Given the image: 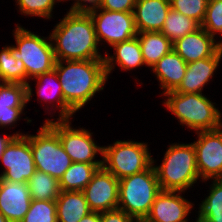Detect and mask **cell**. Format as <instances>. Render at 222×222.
Instances as JSON below:
<instances>
[{
	"label": "cell",
	"instance_id": "obj_5",
	"mask_svg": "<svg viewBox=\"0 0 222 222\" xmlns=\"http://www.w3.org/2000/svg\"><path fill=\"white\" fill-rule=\"evenodd\" d=\"M161 191L154 165L119 180L118 208L136 221H144Z\"/></svg>",
	"mask_w": 222,
	"mask_h": 222
},
{
	"label": "cell",
	"instance_id": "obj_39",
	"mask_svg": "<svg viewBox=\"0 0 222 222\" xmlns=\"http://www.w3.org/2000/svg\"><path fill=\"white\" fill-rule=\"evenodd\" d=\"M79 222H101V213L92 211L83 217Z\"/></svg>",
	"mask_w": 222,
	"mask_h": 222
},
{
	"label": "cell",
	"instance_id": "obj_4",
	"mask_svg": "<svg viewBox=\"0 0 222 222\" xmlns=\"http://www.w3.org/2000/svg\"><path fill=\"white\" fill-rule=\"evenodd\" d=\"M164 105L178 119L180 124L198 131L215 130L222 127L221 113L202 93H164Z\"/></svg>",
	"mask_w": 222,
	"mask_h": 222
},
{
	"label": "cell",
	"instance_id": "obj_35",
	"mask_svg": "<svg viewBox=\"0 0 222 222\" xmlns=\"http://www.w3.org/2000/svg\"><path fill=\"white\" fill-rule=\"evenodd\" d=\"M86 2L89 3V6ZM101 3L102 0H75L69 11L75 14L90 15L101 8Z\"/></svg>",
	"mask_w": 222,
	"mask_h": 222
},
{
	"label": "cell",
	"instance_id": "obj_17",
	"mask_svg": "<svg viewBox=\"0 0 222 222\" xmlns=\"http://www.w3.org/2000/svg\"><path fill=\"white\" fill-rule=\"evenodd\" d=\"M222 57V47L212 56L187 63V69L177 93H202L205 84L213 77Z\"/></svg>",
	"mask_w": 222,
	"mask_h": 222
},
{
	"label": "cell",
	"instance_id": "obj_19",
	"mask_svg": "<svg viewBox=\"0 0 222 222\" xmlns=\"http://www.w3.org/2000/svg\"><path fill=\"white\" fill-rule=\"evenodd\" d=\"M187 69V63L174 50L164 55L152 66L153 73L160 82L163 92L175 91L181 84Z\"/></svg>",
	"mask_w": 222,
	"mask_h": 222
},
{
	"label": "cell",
	"instance_id": "obj_20",
	"mask_svg": "<svg viewBox=\"0 0 222 222\" xmlns=\"http://www.w3.org/2000/svg\"><path fill=\"white\" fill-rule=\"evenodd\" d=\"M112 47L115 50L113 56H108L109 54L106 53L104 58L107 78L112 69L115 68V64H118L122 70L126 71L145 65L142 57L141 46L137 36L129 40L116 43Z\"/></svg>",
	"mask_w": 222,
	"mask_h": 222
},
{
	"label": "cell",
	"instance_id": "obj_28",
	"mask_svg": "<svg viewBox=\"0 0 222 222\" xmlns=\"http://www.w3.org/2000/svg\"><path fill=\"white\" fill-rule=\"evenodd\" d=\"M0 51V77L3 82L26 85V69L23 61L13 57L11 46H5Z\"/></svg>",
	"mask_w": 222,
	"mask_h": 222
},
{
	"label": "cell",
	"instance_id": "obj_22",
	"mask_svg": "<svg viewBox=\"0 0 222 222\" xmlns=\"http://www.w3.org/2000/svg\"><path fill=\"white\" fill-rule=\"evenodd\" d=\"M36 79L38 88L36 93L38 96L41 98L43 97V101H48L51 99V103H54L56 100L58 105L56 107L60 108L58 119H70L75 112L65 103L60 81L55 69L37 76Z\"/></svg>",
	"mask_w": 222,
	"mask_h": 222
},
{
	"label": "cell",
	"instance_id": "obj_26",
	"mask_svg": "<svg viewBox=\"0 0 222 222\" xmlns=\"http://www.w3.org/2000/svg\"><path fill=\"white\" fill-rule=\"evenodd\" d=\"M199 209L196 222H222V179H213L209 196Z\"/></svg>",
	"mask_w": 222,
	"mask_h": 222
},
{
	"label": "cell",
	"instance_id": "obj_13",
	"mask_svg": "<svg viewBox=\"0 0 222 222\" xmlns=\"http://www.w3.org/2000/svg\"><path fill=\"white\" fill-rule=\"evenodd\" d=\"M82 192L93 212L118 208L119 180L103 166L97 169Z\"/></svg>",
	"mask_w": 222,
	"mask_h": 222
},
{
	"label": "cell",
	"instance_id": "obj_8",
	"mask_svg": "<svg viewBox=\"0 0 222 222\" xmlns=\"http://www.w3.org/2000/svg\"><path fill=\"white\" fill-rule=\"evenodd\" d=\"M148 145L135 141H116L103 147V167L118 180L148 169L154 160Z\"/></svg>",
	"mask_w": 222,
	"mask_h": 222
},
{
	"label": "cell",
	"instance_id": "obj_7",
	"mask_svg": "<svg viewBox=\"0 0 222 222\" xmlns=\"http://www.w3.org/2000/svg\"><path fill=\"white\" fill-rule=\"evenodd\" d=\"M24 135L30 141L36 170L59 181L72 161L65 152L57 132L45 121L37 135Z\"/></svg>",
	"mask_w": 222,
	"mask_h": 222
},
{
	"label": "cell",
	"instance_id": "obj_14",
	"mask_svg": "<svg viewBox=\"0 0 222 222\" xmlns=\"http://www.w3.org/2000/svg\"><path fill=\"white\" fill-rule=\"evenodd\" d=\"M180 193L181 191L161 190L144 222H188L186 217L194 204L184 199Z\"/></svg>",
	"mask_w": 222,
	"mask_h": 222
},
{
	"label": "cell",
	"instance_id": "obj_27",
	"mask_svg": "<svg viewBox=\"0 0 222 222\" xmlns=\"http://www.w3.org/2000/svg\"><path fill=\"white\" fill-rule=\"evenodd\" d=\"M27 184L31 199L56 200L60 194L59 181L38 170L31 176Z\"/></svg>",
	"mask_w": 222,
	"mask_h": 222
},
{
	"label": "cell",
	"instance_id": "obj_21",
	"mask_svg": "<svg viewBox=\"0 0 222 222\" xmlns=\"http://www.w3.org/2000/svg\"><path fill=\"white\" fill-rule=\"evenodd\" d=\"M90 212L82 191H60L56 199L58 222H79Z\"/></svg>",
	"mask_w": 222,
	"mask_h": 222
},
{
	"label": "cell",
	"instance_id": "obj_30",
	"mask_svg": "<svg viewBox=\"0 0 222 222\" xmlns=\"http://www.w3.org/2000/svg\"><path fill=\"white\" fill-rule=\"evenodd\" d=\"M209 0H170V7L174 11L198 21L202 24Z\"/></svg>",
	"mask_w": 222,
	"mask_h": 222
},
{
	"label": "cell",
	"instance_id": "obj_11",
	"mask_svg": "<svg viewBox=\"0 0 222 222\" xmlns=\"http://www.w3.org/2000/svg\"><path fill=\"white\" fill-rule=\"evenodd\" d=\"M98 11L90 14L98 43L104 39L113 46L137 36L133 12L108 11L101 8Z\"/></svg>",
	"mask_w": 222,
	"mask_h": 222
},
{
	"label": "cell",
	"instance_id": "obj_18",
	"mask_svg": "<svg viewBox=\"0 0 222 222\" xmlns=\"http://www.w3.org/2000/svg\"><path fill=\"white\" fill-rule=\"evenodd\" d=\"M170 9V0H137L133 11L137 32H160Z\"/></svg>",
	"mask_w": 222,
	"mask_h": 222
},
{
	"label": "cell",
	"instance_id": "obj_38",
	"mask_svg": "<svg viewBox=\"0 0 222 222\" xmlns=\"http://www.w3.org/2000/svg\"><path fill=\"white\" fill-rule=\"evenodd\" d=\"M24 134L16 132V134L13 135H5V137L0 136V160L2 157L3 152L5 151L6 146L9 144V142L15 137V136H22Z\"/></svg>",
	"mask_w": 222,
	"mask_h": 222
},
{
	"label": "cell",
	"instance_id": "obj_37",
	"mask_svg": "<svg viewBox=\"0 0 222 222\" xmlns=\"http://www.w3.org/2000/svg\"><path fill=\"white\" fill-rule=\"evenodd\" d=\"M101 222H137L119 208L101 212Z\"/></svg>",
	"mask_w": 222,
	"mask_h": 222
},
{
	"label": "cell",
	"instance_id": "obj_10",
	"mask_svg": "<svg viewBox=\"0 0 222 222\" xmlns=\"http://www.w3.org/2000/svg\"><path fill=\"white\" fill-rule=\"evenodd\" d=\"M1 161L5 170L0 178L5 181L27 183L36 171L30 141L25 135L15 136L9 142Z\"/></svg>",
	"mask_w": 222,
	"mask_h": 222
},
{
	"label": "cell",
	"instance_id": "obj_6",
	"mask_svg": "<svg viewBox=\"0 0 222 222\" xmlns=\"http://www.w3.org/2000/svg\"><path fill=\"white\" fill-rule=\"evenodd\" d=\"M16 46H11V53L15 59H20L26 69V85L28 86V102L32 97V88L28 79L49 72L55 68L56 58L52 41L28 31L17 25L14 30Z\"/></svg>",
	"mask_w": 222,
	"mask_h": 222
},
{
	"label": "cell",
	"instance_id": "obj_33",
	"mask_svg": "<svg viewBox=\"0 0 222 222\" xmlns=\"http://www.w3.org/2000/svg\"><path fill=\"white\" fill-rule=\"evenodd\" d=\"M59 0H17L21 14L50 19L54 5Z\"/></svg>",
	"mask_w": 222,
	"mask_h": 222
},
{
	"label": "cell",
	"instance_id": "obj_2",
	"mask_svg": "<svg viewBox=\"0 0 222 222\" xmlns=\"http://www.w3.org/2000/svg\"><path fill=\"white\" fill-rule=\"evenodd\" d=\"M54 69L65 103L75 113L103 90L107 81L104 60H56Z\"/></svg>",
	"mask_w": 222,
	"mask_h": 222
},
{
	"label": "cell",
	"instance_id": "obj_9",
	"mask_svg": "<svg viewBox=\"0 0 222 222\" xmlns=\"http://www.w3.org/2000/svg\"><path fill=\"white\" fill-rule=\"evenodd\" d=\"M58 121L46 120L57 132L59 140L69 155L72 162L103 163V160H94L99 152L103 155V146H98L92 138L93 133L83 128L73 129L69 119H57Z\"/></svg>",
	"mask_w": 222,
	"mask_h": 222
},
{
	"label": "cell",
	"instance_id": "obj_23",
	"mask_svg": "<svg viewBox=\"0 0 222 222\" xmlns=\"http://www.w3.org/2000/svg\"><path fill=\"white\" fill-rule=\"evenodd\" d=\"M137 37L145 66L152 68L164 55L173 50V42L161 32H138Z\"/></svg>",
	"mask_w": 222,
	"mask_h": 222
},
{
	"label": "cell",
	"instance_id": "obj_25",
	"mask_svg": "<svg viewBox=\"0 0 222 222\" xmlns=\"http://www.w3.org/2000/svg\"><path fill=\"white\" fill-rule=\"evenodd\" d=\"M200 28L201 24L198 21L170 9L160 32L169 40L175 42Z\"/></svg>",
	"mask_w": 222,
	"mask_h": 222
},
{
	"label": "cell",
	"instance_id": "obj_34",
	"mask_svg": "<svg viewBox=\"0 0 222 222\" xmlns=\"http://www.w3.org/2000/svg\"><path fill=\"white\" fill-rule=\"evenodd\" d=\"M26 105H0V126H13L17 120L21 119L22 114Z\"/></svg>",
	"mask_w": 222,
	"mask_h": 222
},
{
	"label": "cell",
	"instance_id": "obj_3",
	"mask_svg": "<svg viewBox=\"0 0 222 222\" xmlns=\"http://www.w3.org/2000/svg\"><path fill=\"white\" fill-rule=\"evenodd\" d=\"M154 168L161 190L184 192L200 178L193 143L170 145L162 164Z\"/></svg>",
	"mask_w": 222,
	"mask_h": 222
},
{
	"label": "cell",
	"instance_id": "obj_16",
	"mask_svg": "<svg viewBox=\"0 0 222 222\" xmlns=\"http://www.w3.org/2000/svg\"><path fill=\"white\" fill-rule=\"evenodd\" d=\"M221 47L222 42L217 43L202 27L173 42V50L186 63L212 57Z\"/></svg>",
	"mask_w": 222,
	"mask_h": 222
},
{
	"label": "cell",
	"instance_id": "obj_15",
	"mask_svg": "<svg viewBox=\"0 0 222 222\" xmlns=\"http://www.w3.org/2000/svg\"><path fill=\"white\" fill-rule=\"evenodd\" d=\"M31 200L27 183L0 178V212L9 222H21L29 210Z\"/></svg>",
	"mask_w": 222,
	"mask_h": 222
},
{
	"label": "cell",
	"instance_id": "obj_41",
	"mask_svg": "<svg viewBox=\"0 0 222 222\" xmlns=\"http://www.w3.org/2000/svg\"><path fill=\"white\" fill-rule=\"evenodd\" d=\"M5 82H3L2 78L0 77V88L1 86L4 84Z\"/></svg>",
	"mask_w": 222,
	"mask_h": 222
},
{
	"label": "cell",
	"instance_id": "obj_31",
	"mask_svg": "<svg viewBox=\"0 0 222 222\" xmlns=\"http://www.w3.org/2000/svg\"><path fill=\"white\" fill-rule=\"evenodd\" d=\"M28 86L21 83L5 82L0 88V105H26Z\"/></svg>",
	"mask_w": 222,
	"mask_h": 222
},
{
	"label": "cell",
	"instance_id": "obj_40",
	"mask_svg": "<svg viewBox=\"0 0 222 222\" xmlns=\"http://www.w3.org/2000/svg\"><path fill=\"white\" fill-rule=\"evenodd\" d=\"M0 222H9L1 212H0Z\"/></svg>",
	"mask_w": 222,
	"mask_h": 222
},
{
	"label": "cell",
	"instance_id": "obj_24",
	"mask_svg": "<svg viewBox=\"0 0 222 222\" xmlns=\"http://www.w3.org/2000/svg\"><path fill=\"white\" fill-rule=\"evenodd\" d=\"M103 163L72 162L59 180L60 191H82Z\"/></svg>",
	"mask_w": 222,
	"mask_h": 222
},
{
	"label": "cell",
	"instance_id": "obj_12",
	"mask_svg": "<svg viewBox=\"0 0 222 222\" xmlns=\"http://www.w3.org/2000/svg\"><path fill=\"white\" fill-rule=\"evenodd\" d=\"M196 133L199 138L193 145L200 179H222V127Z\"/></svg>",
	"mask_w": 222,
	"mask_h": 222
},
{
	"label": "cell",
	"instance_id": "obj_29",
	"mask_svg": "<svg viewBox=\"0 0 222 222\" xmlns=\"http://www.w3.org/2000/svg\"><path fill=\"white\" fill-rule=\"evenodd\" d=\"M21 222H58L56 200L32 199L29 210Z\"/></svg>",
	"mask_w": 222,
	"mask_h": 222
},
{
	"label": "cell",
	"instance_id": "obj_36",
	"mask_svg": "<svg viewBox=\"0 0 222 222\" xmlns=\"http://www.w3.org/2000/svg\"><path fill=\"white\" fill-rule=\"evenodd\" d=\"M137 0H102L101 9L108 11L133 12Z\"/></svg>",
	"mask_w": 222,
	"mask_h": 222
},
{
	"label": "cell",
	"instance_id": "obj_32",
	"mask_svg": "<svg viewBox=\"0 0 222 222\" xmlns=\"http://www.w3.org/2000/svg\"><path fill=\"white\" fill-rule=\"evenodd\" d=\"M201 27L211 36L222 34V0H209Z\"/></svg>",
	"mask_w": 222,
	"mask_h": 222
},
{
	"label": "cell",
	"instance_id": "obj_1",
	"mask_svg": "<svg viewBox=\"0 0 222 222\" xmlns=\"http://www.w3.org/2000/svg\"><path fill=\"white\" fill-rule=\"evenodd\" d=\"M56 60H104L98 52L95 26L90 15L67 12L48 38Z\"/></svg>",
	"mask_w": 222,
	"mask_h": 222
}]
</instances>
